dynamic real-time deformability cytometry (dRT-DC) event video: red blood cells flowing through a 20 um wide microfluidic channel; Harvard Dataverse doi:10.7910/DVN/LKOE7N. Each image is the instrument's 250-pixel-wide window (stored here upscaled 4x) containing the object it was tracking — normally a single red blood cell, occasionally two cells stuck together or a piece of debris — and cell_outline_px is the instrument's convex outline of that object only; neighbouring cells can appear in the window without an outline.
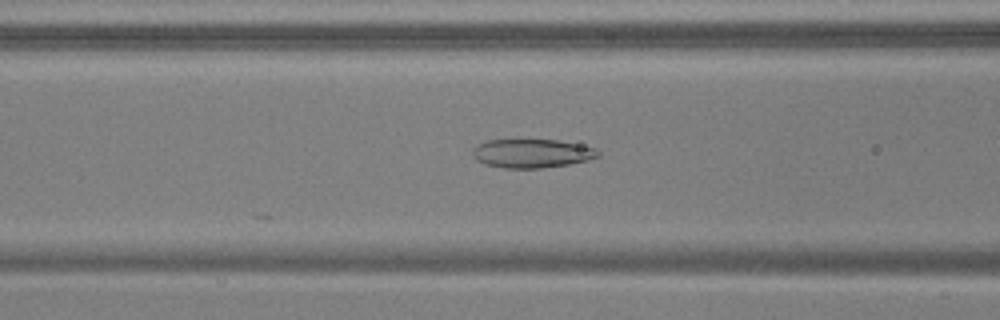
{"species": "common noctule bat (a hibernating species)", "species_latin": "Nyctalus noctula", "temperature_condition": "warm", "stored_images_in_passage": 36, "camera_frame_rate_fps": 3000, "um_per_image_px": 0.085, "animal": {"sex": "male", "body_mass_g": 17.9, "forearm_length_mm": 54.2}, "frame": {"image": 1, "passage_image": 5, "time_ms": 1.333, "image_size_px": [1000, 320], "cell_outline_px": [[600, 156], [588, 160], [568, 164], [540, 168], [504, 168], [484, 164], [476, 160], [472, 156], [472, 148], [488, 140], [556, 140], [596, 148], [600, 152]], "centroid_in_image_um": [45.19, 13.04], "position_along_channel_um": 121.4, "area_um2": 20.92}}
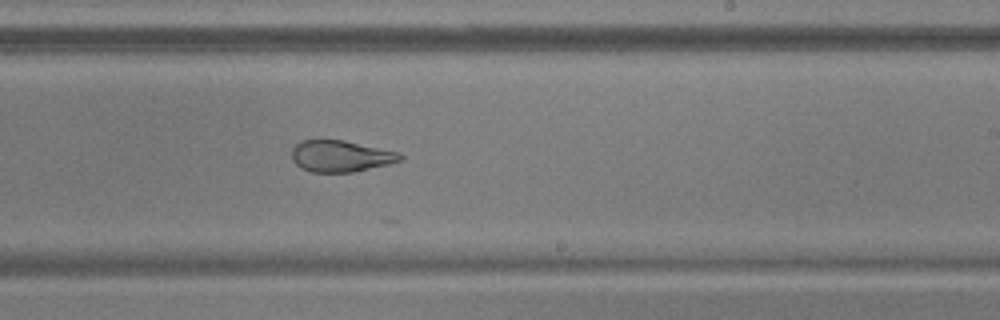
{"frame": {"image": 2, "passage_image": 16, "time_ms": 5.0, "image_size_px": [1000, 320], "cell_outline_px": [[404, 156], [400, 160], [388, 164], [352, 172], [312, 172], [300, 168], [292, 160], [292, 148], [300, 140], [344, 140], [396, 152]], "centroid_in_image_um": [28.9, 13.27], "position_along_channel_um": 260.1, "area_um2": 19.65}}
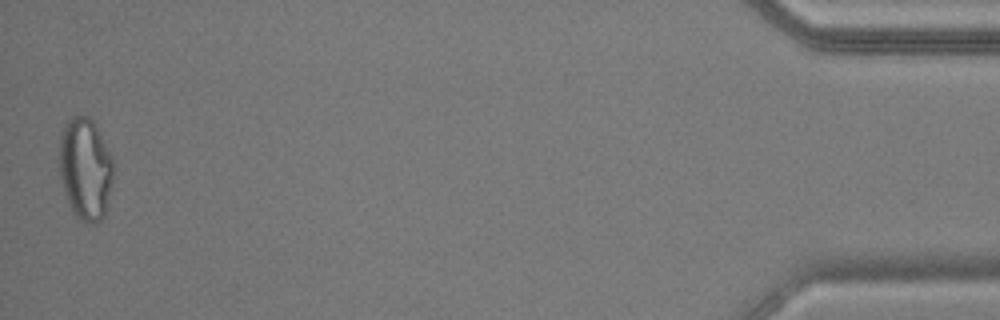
{"frame": {"image": 3, "passage_image": 36, "time_ms": 11.667, "image_size_px": [1000, 320], "cell_outline_px": [[112, 180], [104, 216], [100, 220], [92, 224], [88, 224], [80, 220], [76, 216], [68, 204], [60, 180], [60, 136], [68, 120], [72, 116], [88, 116], [92, 120], [112, 156]], "centroid_in_image_um": [7.24, 14.38], "position_along_channel_um": 428.0, "area_um2": 31.85}, "authors_computed_cell_mechanics": {"area_um2": 22.3686, "velocity_mm_per_s": 3.7915, "shape_relaxation_time_tau1_ms": null, "shape_relaxation_time_tau2_ms": 2.0953, "deformation_change_tau1": null, "deformation_change_tau2": 0.079}}